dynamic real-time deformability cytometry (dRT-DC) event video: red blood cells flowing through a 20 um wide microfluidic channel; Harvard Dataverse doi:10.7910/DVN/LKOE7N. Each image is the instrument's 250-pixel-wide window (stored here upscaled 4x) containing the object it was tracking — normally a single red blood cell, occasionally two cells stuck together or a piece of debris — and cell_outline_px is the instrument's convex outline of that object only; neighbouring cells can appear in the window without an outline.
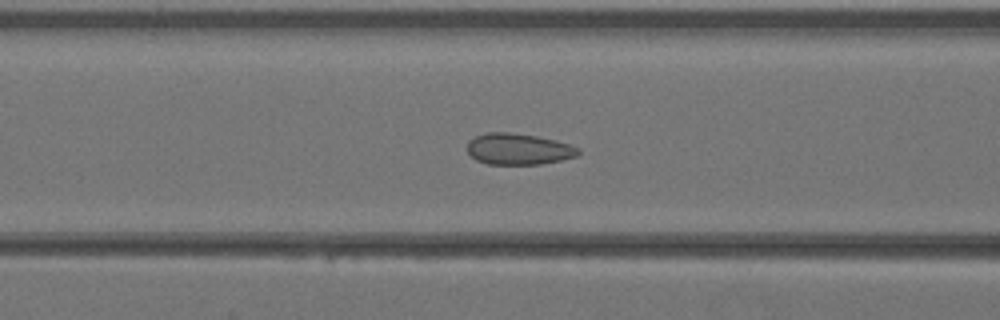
{"species": "Egyptian fruit bat (a non-hibernating species)", "species_latin": "Rousettus aegyptiacus", "temperature_condition": "warm", "stored_images_in_passage": 29, "camera_frame_rate_fps": 3000, "um_per_image_px": 0.085, "animal": {"sex": "female"}, "frame": {"image": 1, "passage_image": 7, "time_ms": 2.0, "image_size_px": [1000, 320], "cell_outline_px": [[580, 152], [576, 156], [560, 160], [540, 164], [488, 164], [476, 160], [468, 152], [468, 140], [476, 136], [488, 132], [508, 132], [536, 136], [556, 140], [580, 148]], "centroid_in_image_um": [44.06, 12.67], "position_along_channel_um": 122.5, "area_um2": 20.11}}
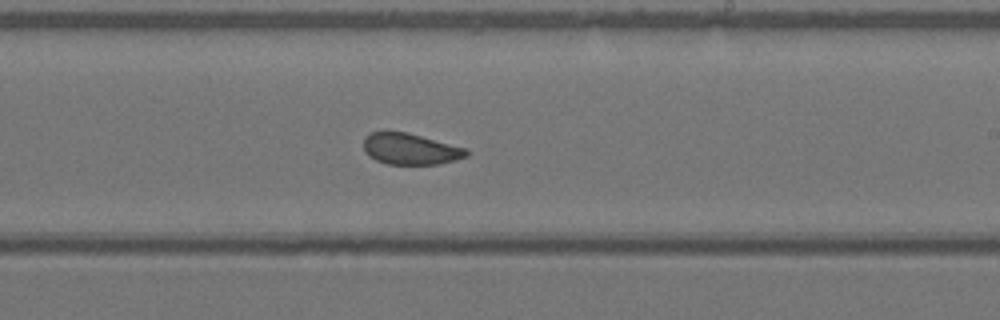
{"frame": {"image": 2, "passage_image": 15, "time_ms": 4.667, "image_size_px": [1000, 320], "cell_outline_px": [[468, 156], [436, 164], [388, 164], [376, 160], [364, 148], [364, 136], [368, 132], [384, 128], [408, 132], [468, 148]], "centroid_in_image_um": [34.84, 12.6], "position_along_channel_um": 254.2, "area_um2": 19.13}}
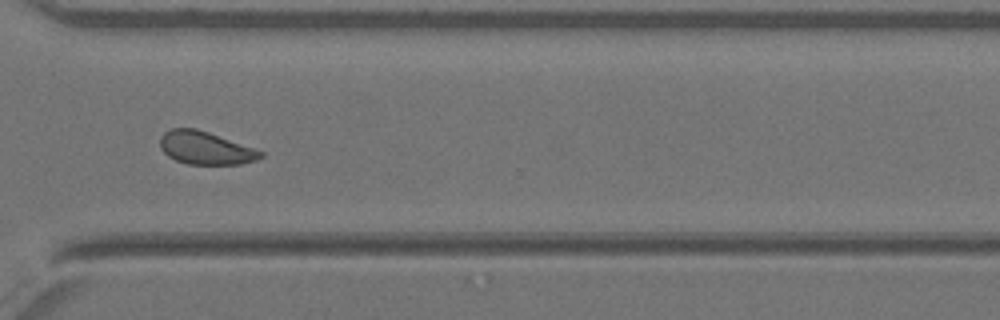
{"frame": {"image": 3, "passage_image": 21, "time_ms": 6.667, "image_size_px": [1000, 320], "cell_outline_px": [[264, 156], [256, 160], [240, 164], [188, 164], [176, 160], [168, 156], [160, 148], [160, 136], [164, 132], [172, 128], [196, 128], [208, 132], [264, 152]], "centroid_in_image_um": [17.44, 12.58], "position_along_channel_um": 353.2, "area_um2": 19.13}}